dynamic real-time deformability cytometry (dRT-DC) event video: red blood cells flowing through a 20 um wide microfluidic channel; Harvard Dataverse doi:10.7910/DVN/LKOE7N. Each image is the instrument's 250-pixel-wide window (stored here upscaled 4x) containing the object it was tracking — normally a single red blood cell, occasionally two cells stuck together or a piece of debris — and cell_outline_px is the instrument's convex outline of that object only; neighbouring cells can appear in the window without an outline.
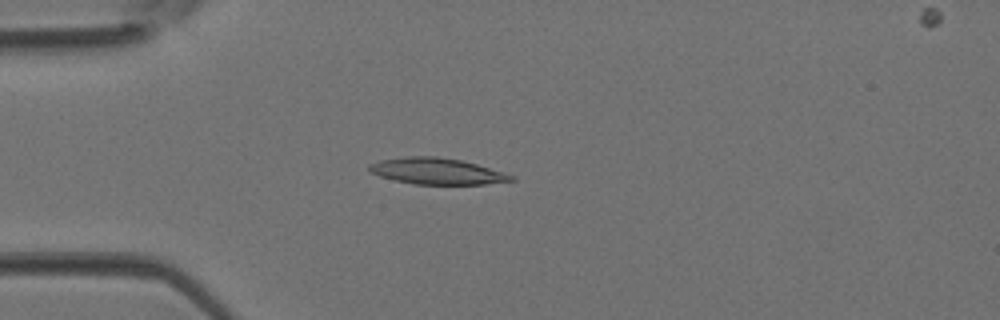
{"species": "Egyptian fruit bat (a non-hibernating species)", "species_latin": "Rousettus aegyptiacus", "temperature_condition": "room temperature", "stored_images_in_passage": 3, "camera_frame_rate_fps": 3000, "um_per_image_px": 0.085, "animal": {"sex": "female"}, "frame": {"image": 1, "passage_image": 2, "time_ms": 0.333, "image_size_px": [1000, 320], "cell_outline_px": [[516, 180], [484, 184], [416, 184], [396, 180], [380, 176], [368, 172], [368, 164], [380, 160], [404, 156], [436, 156], [460, 160], [476, 164], [516, 176]], "centroid_in_image_um": [37.11, 14.54], "position_along_channel_um": 47.9, "area_um2": 21.68}}